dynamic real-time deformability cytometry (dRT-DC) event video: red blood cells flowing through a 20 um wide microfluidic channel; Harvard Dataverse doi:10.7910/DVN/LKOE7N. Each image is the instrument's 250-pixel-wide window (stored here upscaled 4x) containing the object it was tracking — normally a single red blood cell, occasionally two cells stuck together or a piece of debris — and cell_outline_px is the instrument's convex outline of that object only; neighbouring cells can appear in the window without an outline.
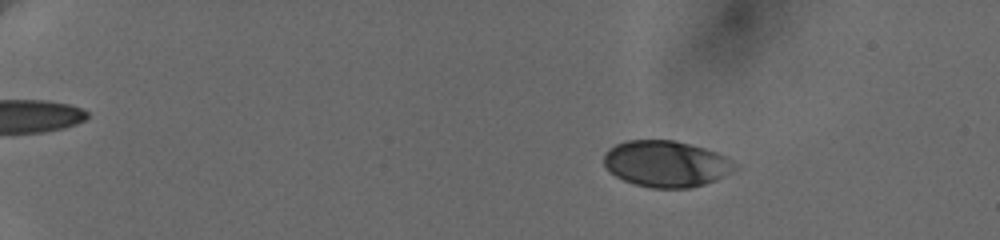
{"species": "human", "species_latin": "Homo sapiens", "temperature_condition": "cold", "stored_images_in_passage": 42, "camera_frame_rate_fps": 3000, "um_per_image_px": 0.085, "donor": {"sex": "female"}, "frame": {"image": 1, "passage_image": 7, "time_ms": 3.0, "image_size_px": [1000, 240], "cell_outline_px": [[736, 168], [716, 180], [704, 184], [688, 188], [652, 188], [636, 184], [624, 180], [616, 176], [604, 164], [604, 152], [608, 148], [616, 144], [628, 140], [672, 140], [704, 148], [716, 152], [724, 156]], "centroid_in_image_um": [56.56, 13.92], "position_along_channel_um": 28.4, "area_um2": 34.8}}
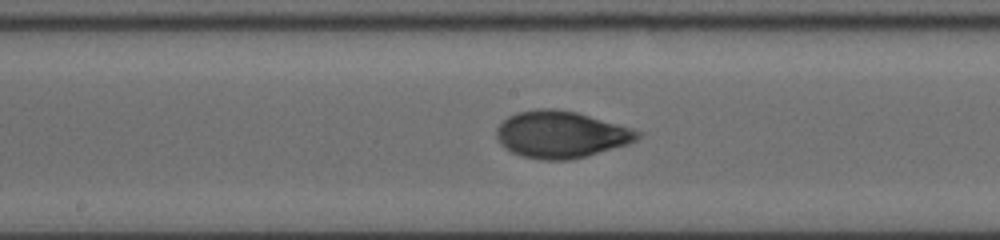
{"frame": {"image": 2, "passage_image": 26, "time_ms": 11.0, "image_size_px": [1000, 240], "cell_outline_px": [[644, 132], [636, 140], [628, 144], [584, 156], [568, 160], [540, 160], [520, 156], [504, 148], [500, 144], [496, 136], [496, 128], [508, 116], [516, 112], [536, 108], [556, 108], [576, 112]], "centroid_in_image_um": [47.64, 11.42], "position_along_channel_um": 200.6, "area_um2": 38.55}}
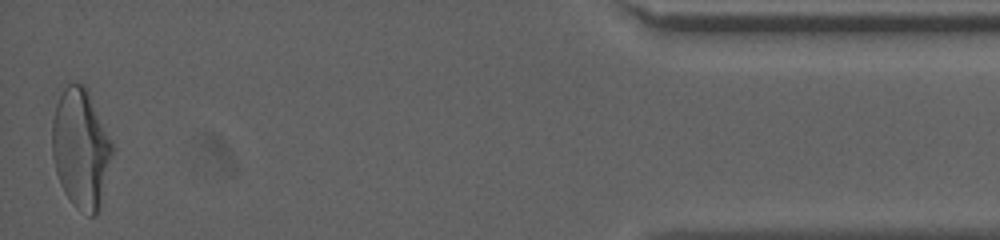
{"frame": {"image": 3, "passage_image": 42, "time_ms": 19.0, "image_size_px": [1000, 240], "cell_outline_px": [[112, 152], [100, 204], [96, 216], [88, 216], [76, 208], [72, 204], [64, 192], [60, 184], [56, 172], [52, 156], [52, 120], [56, 104], [64, 88], [68, 84], [84, 84], [88, 88], [112, 140]], "centroid_in_image_um": [6.86, 12.6], "position_along_channel_um": 428.3, "area_um2": 41.85}, "authors_computed_cell_mechanics": {"area_um2": 37.2521, "velocity_mm_per_s": 3.6341, "shape_relaxation_time_tau1_ms": 4.2796, "shape_relaxation_time_tau2_ms": 0.9813, "deformation_change_tau1": 0.171, "deformation_change_tau2": 0.0531}}